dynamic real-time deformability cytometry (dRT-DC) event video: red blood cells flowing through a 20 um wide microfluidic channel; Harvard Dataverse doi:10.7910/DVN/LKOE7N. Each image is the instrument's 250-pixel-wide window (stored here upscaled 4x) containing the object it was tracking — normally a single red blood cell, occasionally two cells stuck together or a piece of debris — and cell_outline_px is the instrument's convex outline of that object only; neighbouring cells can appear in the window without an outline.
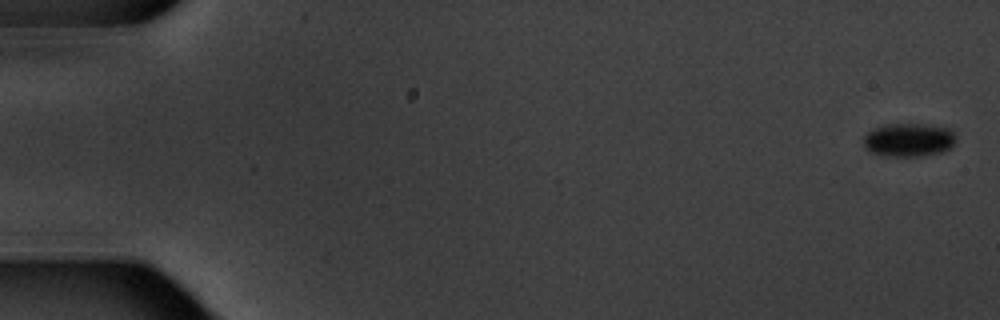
{"species": "common noctule bat (a hibernating species)", "species_latin": "Nyctalus noctula", "temperature_condition": "warm", "stored_images_in_passage": 4, "camera_frame_rate_fps": 3000, "um_per_image_px": 0.085, "animal": {"sex": "male", "body_mass_g": 20.1, "forearm_length_mm": 53.5}, "frame": {"image": 1, "passage_image": 1, "time_ms": 0.0, "image_size_px": [1000, 320], "cell_outline_px": [[956, 140], [952, 148], [940, 152], [924, 156], [888, 156], [868, 152], [864, 148], [864, 136], [872, 128], [884, 124], [924, 124], [948, 128], [956, 136]], "centroid_in_image_um": [77.23, 11.89], "position_along_channel_um": 7.8, "area_um2": 18.26}}